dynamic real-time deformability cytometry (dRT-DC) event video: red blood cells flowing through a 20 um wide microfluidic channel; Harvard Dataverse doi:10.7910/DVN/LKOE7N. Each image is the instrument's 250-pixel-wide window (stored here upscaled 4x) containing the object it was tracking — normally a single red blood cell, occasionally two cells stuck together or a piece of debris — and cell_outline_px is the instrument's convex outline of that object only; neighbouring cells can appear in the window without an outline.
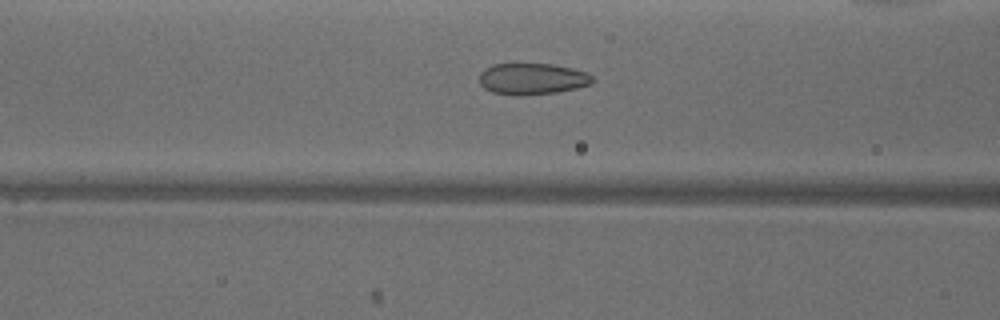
{"species": "common noctule bat (a hibernating species)", "species_latin": "Nyctalus noctula", "temperature_condition": "warm", "stored_images_in_passage": 23, "camera_frame_rate_fps": 3000, "um_per_image_px": 0.085, "animal": {"sex": "male", "body_mass_g": 18.8}, "frame": {"image": 1, "passage_image": 6, "time_ms": 1.667, "image_size_px": [1000, 320], "cell_outline_px": [[596, 80], [592, 84], [576, 88], [556, 92], [524, 96], [492, 92], [484, 88], [480, 84], [480, 72], [484, 68], [492, 64], [552, 64], [572, 68], [588, 72]], "centroid_in_image_um": [45.26, 6.7], "position_along_channel_um": 121.3, "area_um2": 20.87}}
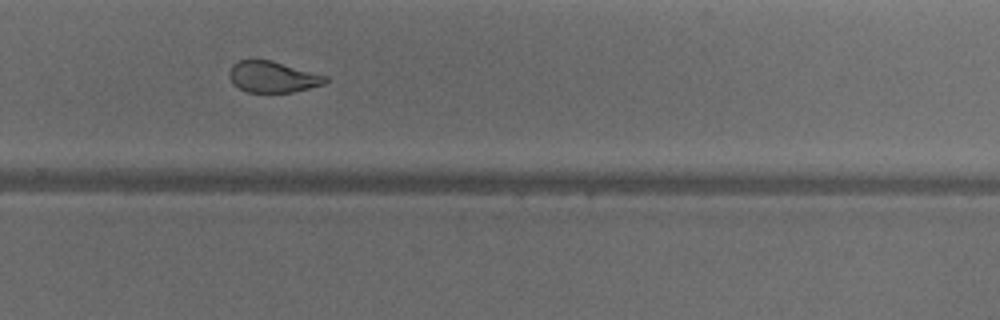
{"frame": {"image": 2, "passage_image": 15, "time_ms": 4.667, "image_size_px": [1000, 320], "cell_outline_px": [[328, 80], [324, 84], [292, 92], [248, 92], [232, 84], [228, 76], [228, 72], [232, 64], [240, 60], [272, 60], [328, 76]], "centroid_in_image_um": [23.16, 6.53], "position_along_channel_um": 306.6, "area_um2": 17.51}}
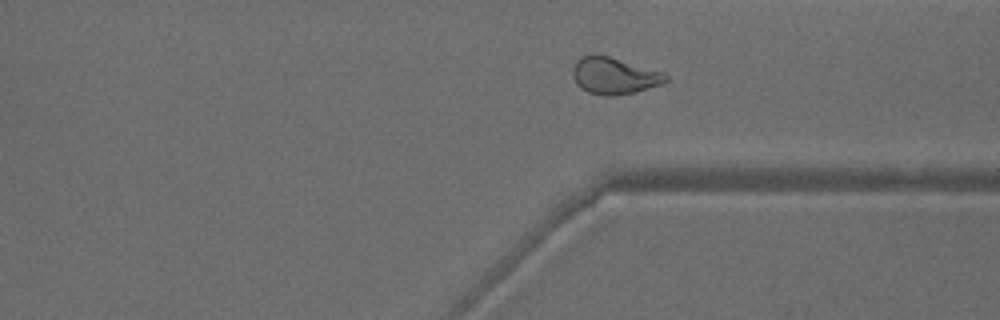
{"frame": {"image": 3, "passage_image": 19, "time_ms": 6.0, "image_size_px": [1000, 320], "cell_outline_px": [[668, 80], [660, 84], [636, 92], [608, 96], [604, 96], [588, 92], [580, 88], [576, 84], [572, 76], [572, 68], [576, 60], [580, 56], [592, 52], [608, 56], [664, 72], [668, 76]], "centroid_in_image_um": [52.15, 6.42], "position_along_channel_um": 359.3, "area_um2": 20.17}}